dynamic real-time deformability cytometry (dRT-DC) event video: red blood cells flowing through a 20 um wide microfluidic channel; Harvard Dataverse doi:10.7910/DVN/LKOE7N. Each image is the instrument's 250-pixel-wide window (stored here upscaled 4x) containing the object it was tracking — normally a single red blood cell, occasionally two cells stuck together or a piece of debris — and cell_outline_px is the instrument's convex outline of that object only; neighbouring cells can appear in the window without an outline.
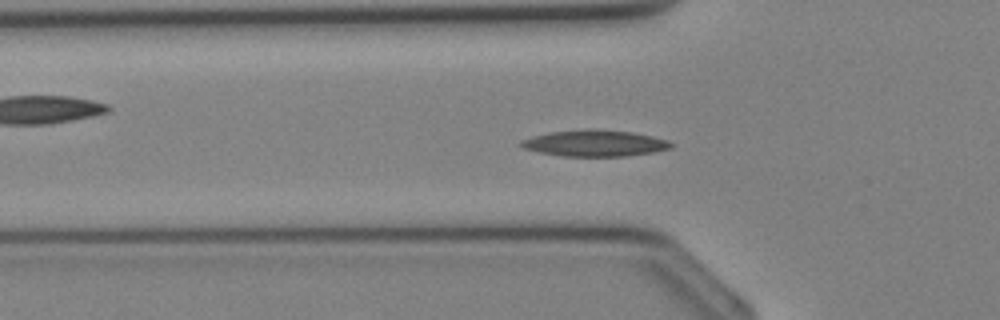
{"species": "Egyptian fruit bat (a non-hibernating species)", "species_latin": "Rousettus aegyptiacus", "temperature_condition": "cold", "stored_images_in_passage": 29, "camera_frame_rate_fps": 3000, "um_per_image_px": 0.085, "animal": {"sex": "female"}, "frame": {"image": 1, "passage_image": 10, "time_ms": 3.0, "image_size_px": [1000, 320], "cell_outline_px": [[676, 144], [672, 148], [652, 152], [628, 156], [564, 156], [540, 152], [524, 148], [520, 144], [520, 140], [532, 136], [548, 132], [588, 128], [632, 132], [652, 136], [668, 140]], "centroid_in_image_um": [50.58, 12.16], "position_along_channel_um": 75.2, "area_um2": 23.12}}
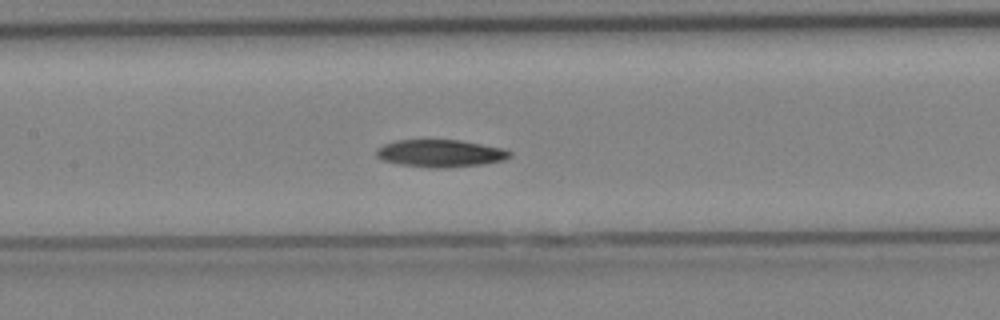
{"frame": {"image": 2, "passage_image": 15, "time_ms": 4.667, "image_size_px": [1000, 320], "cell_outline_px": [[512, 156], [504, 160], [484, 164], [444, 168], [428, 168], [400, 164], [384, 160], [376, 156], [376, 148], [384, 144], [396, 140], [460, 140], [500, 148], [512, 152]], "centroid_in_image_um": [37.42, 13.04], "position_along_channel_um": 170.0, "area_um2": 21.27}}
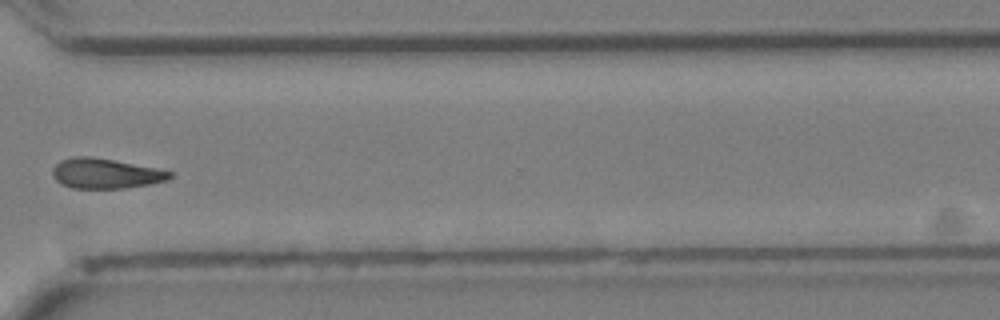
{"frame": {"image": 3, "passage_image": 25, "time_ms": 8.0, "image_size_px": [1000, 320], "cell_outline_px": [[172, 176], [168, 180], [128, 188], [72, 188], [60, 184], [52, 176], [52, 168], [60, 160], [72, 156], [88, 156], [112, 160], [156, 168], [172, 172]], "centroid_in_image_um": [8.92, 14.75], "position_along_channel_um": 361.7, "area_um2": 20.52}}